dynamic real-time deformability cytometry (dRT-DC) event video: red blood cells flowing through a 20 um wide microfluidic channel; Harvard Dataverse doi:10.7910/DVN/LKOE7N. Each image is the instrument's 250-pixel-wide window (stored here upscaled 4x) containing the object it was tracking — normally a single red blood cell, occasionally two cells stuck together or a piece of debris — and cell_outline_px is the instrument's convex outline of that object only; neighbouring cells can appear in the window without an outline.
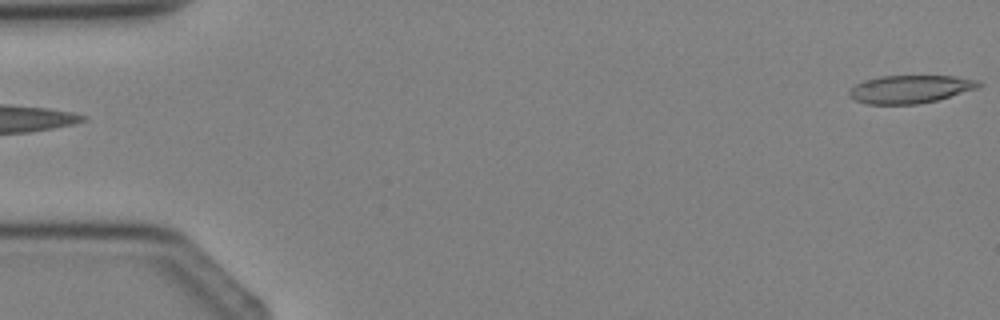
{"species": "Egyptian fruit bat (a non-hibernating species)", "species_latin": "Rousettus aegyptiacus", "temperature_condition": "cold", "stored_images_in_passage": 4, "segment_of_instrument_passage": [2, 2], "camera_frame_rate_fps": 3000, "um_per_image_px": 0.085, "animal": {"sex": "female"}, "frame": {"image": 1, "passage_image": 4, "time_ms": 3.667, "image_size_px": [1000, 320], "cell_outline_px": [[984, 84], [980, 88], [936, 100], [916, 104], [868, 104], [856, 100], [848, 92], [856, 84], [864, 80], [880, 76], [956, 76], [980, 80]], "centroid_in_image_um": [77.45, 7.56], "position_along_channel_um": 7.6, "area_um2": 21.1}}